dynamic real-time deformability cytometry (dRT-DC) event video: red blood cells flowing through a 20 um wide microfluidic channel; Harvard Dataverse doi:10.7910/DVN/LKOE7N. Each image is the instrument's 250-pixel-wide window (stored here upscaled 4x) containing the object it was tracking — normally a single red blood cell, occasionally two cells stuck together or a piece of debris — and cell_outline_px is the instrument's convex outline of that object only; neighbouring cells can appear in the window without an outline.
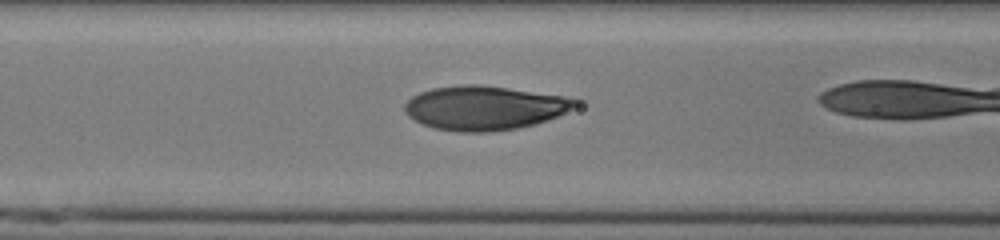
{"species": "human", "species_latin": "Homo sapiens", "temperature_condition": "cold", "stored_images_in_passage": 40, "camera_frame_rate_fps": 3000, "um_per_image_px": 0.085, "donor": {"sex": "male"}, "frame": {"image": 1, "passage_image": 20, "time_ms": 6.333, "image_size_px": [1000, 240], "cell_outline_px": [[584, 100], [580, 104], [556, 116], [532, 124], [516, 128], [484, 132], [456, 132], [432, 128], [408, 116], [404, 112], [404, 104], [412, 96], [420, 92], [432, 88], [468, 84], [476, 84], [508, 88], [564, 96]], "centroid_in_image_um": [41.16, 9.16], "position_along_channel_um": 125.4, "area_um2": 43.64}}
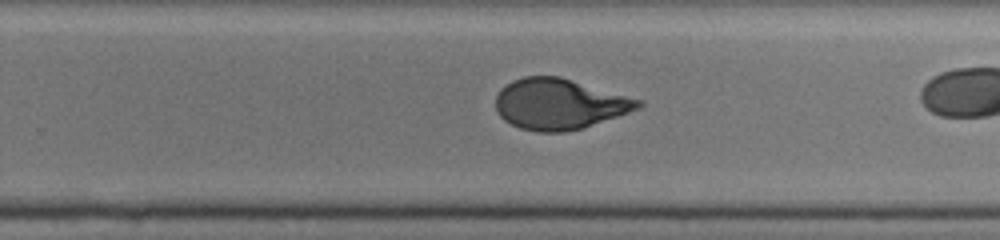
{"frame": {"image": 2, "passage_image": 32, "time_ms": 10.333, "image_size_px": [1000, 240], "cell_outline_px": [[644, 104], [640, 108], [580, 128], [564, 132], [540, 132], [520, 128], [504, 120], [496, 112], [496, 96], [500, 88], [512, 80], [524, 76], [560, 76], [644, 100]], "centroid_in_image_um": [47.53, 8.82], "position_along_channel_um": 282.3, "area_um2": 42.08}}
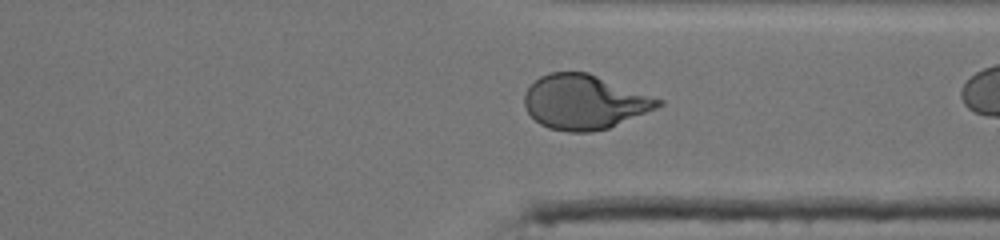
{"frame": {"image": 3, "passage_image": 38, "time_ms": 12.333, "image_size_px": [1000, 240], "cell_outline_px": [[664, 104], [656, 108], [608, 128], [592, 132], [568, 132], [548, 128], [540, 124], [528, 112], [524, 104], [524, 92], [540, 76], [548, 72], [588, 72], [664, 100]], "centroid_in_image_um": [49.66, 8.67], "position_along_channel_um": 361.7, "area_um2": 42.37}}